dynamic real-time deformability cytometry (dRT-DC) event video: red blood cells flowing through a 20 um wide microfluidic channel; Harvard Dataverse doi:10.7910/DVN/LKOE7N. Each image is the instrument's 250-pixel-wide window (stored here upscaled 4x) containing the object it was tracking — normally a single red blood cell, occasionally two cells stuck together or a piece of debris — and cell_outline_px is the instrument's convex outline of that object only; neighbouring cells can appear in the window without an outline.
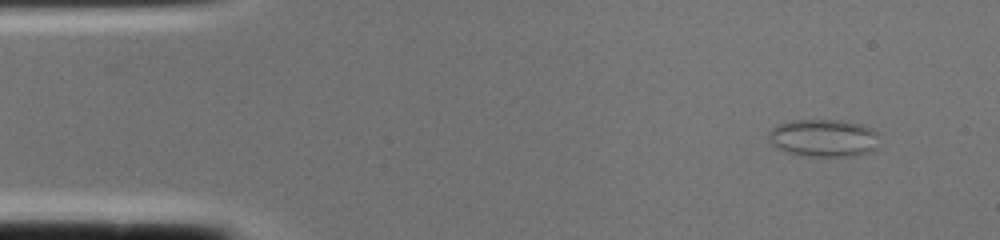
{"species": "common noctule bat (a hibernating species)", "species_latin": "Nyctalus noctula", "temperature_condition": "cold", "stored_images_in_passage": 1, "camera_frame_rate_fps": 3000, "um_per_image_px": 0.085, "animal": {"sex": "female", "body_mass_g": 22.0, "forearm_length_mm": 56.7}, "frame": {"image": 1, "passage_image": 1, "time_ms": 0.0, "image_size_px": [1000, 240], "cell_outline_px": [[876, 148], [868, 152], [856, 156], [800, 156], [784, 152], [776, 148], [768, 140], [768, 132], [776, 124], [792, 120], [840, 120], [860, 124], [872, 128], [876, 132]], "centroid_in_image_um": [69.93, 11.73], "position_along_channel_um": 15.1, "area_um2": 24.51}}